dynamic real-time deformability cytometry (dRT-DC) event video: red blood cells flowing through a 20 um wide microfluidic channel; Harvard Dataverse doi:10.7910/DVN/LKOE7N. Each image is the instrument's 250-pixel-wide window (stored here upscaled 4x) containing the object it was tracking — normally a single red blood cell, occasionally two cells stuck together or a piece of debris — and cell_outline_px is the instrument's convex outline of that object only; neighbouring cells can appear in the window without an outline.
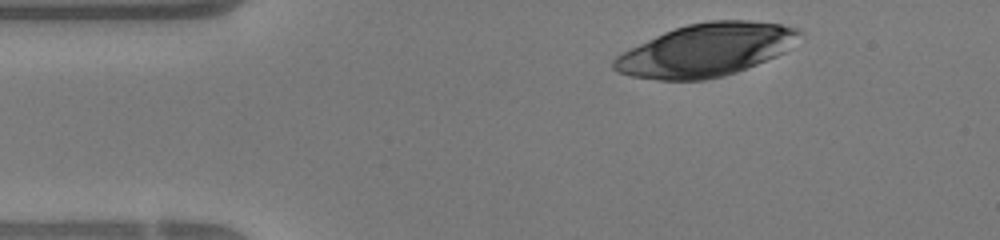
{"species": "human", "species_latin": "Homo sapiens", "temperature_condition": "warm", "stored_images_in_passage": 37, "camera_frame_rate_fps": 3000, "um_per_image_px": 0.085, "donor": {"sex": "female"}, "frame": {"image": 1, "passage_image": 1, "time_ms": 0.0, "image_size_px": [1000, 240], "cell_outline_px": [[780, 32], [740, 64], [704, 76], [660, 76], [652, 44], [656, 40], [680, 28], [700, 24], [764, 24], [780, 28]], "centroid_in_image_um": [60.29, 4.06], "position_along_channel_um": 24.7, "area_um2": 34.74}}
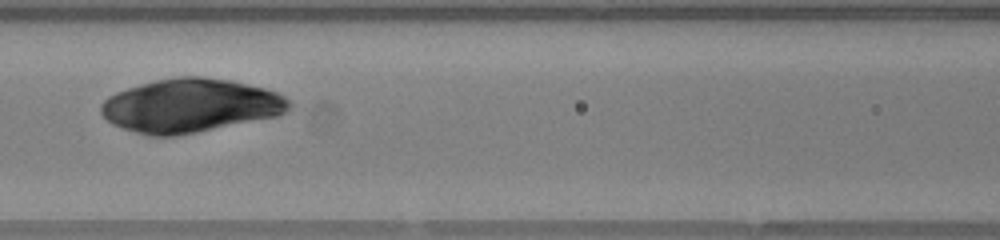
{"frame": {"image": 2, "passage_image": 14, "time_ms": 4.333, "image_size_px": [1000, 240], "cell_outline_px": [[280, 104], [240, 116], [196, 128], [172, 132], [160, 132], [140, 128], [132, 124], [136, 116], [140, 112], [192, 80], [204, 80], [228, 84], [248, 88], [264, 92], [272, 96]], "centroid_in_image_um": [17.14, 9.04], "position_along_channel_um": 149.5, "area_um2": 32.6}}